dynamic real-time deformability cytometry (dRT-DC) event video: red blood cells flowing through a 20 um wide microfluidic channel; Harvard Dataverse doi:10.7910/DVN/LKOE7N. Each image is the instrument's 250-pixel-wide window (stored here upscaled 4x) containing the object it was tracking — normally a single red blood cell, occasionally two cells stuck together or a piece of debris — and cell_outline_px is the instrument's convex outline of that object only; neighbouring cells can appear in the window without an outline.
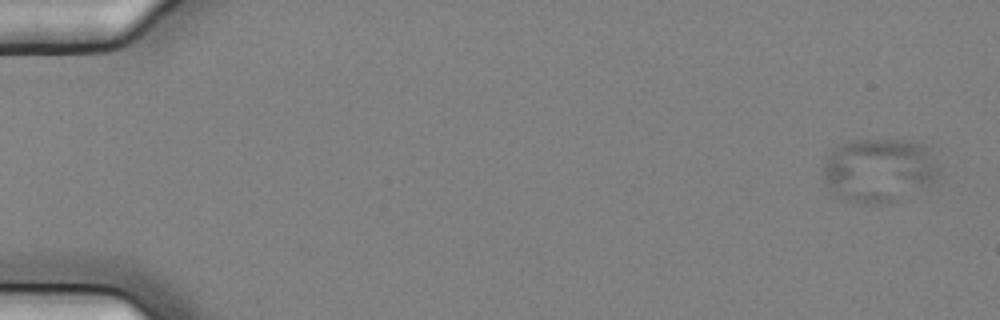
{"species": "common noctule bat (a hibernating species)", "species_latin": "Nyctalus noctula", "temperature_condition": "cold", "stored_images_in_passage": 8, "camera_frame_rate_fps": 3000, "um_per_image_px": 0.085, "animal": {"sex": "female", "body_mass_g": 25.1}, "frame": {"image": 1, "passage_image": 1, "time_ms": 0.0, "image_size_px": [1000, 320], "cell_outline_px": [[940, 172], [936, 180], [932, 184], [896, 200], [876, 204], [864, 204], [840, 200], [832, 192], [824, 180], [824, 164], [828, 156], [836, 148], [848, 140], [912, 140], [924, 144], [928, 148], [940, 168]], "centroid_in_image_um": [74.74, 14.47], "position_along_channel_um": 10.3, "area_um2": 43.41}}
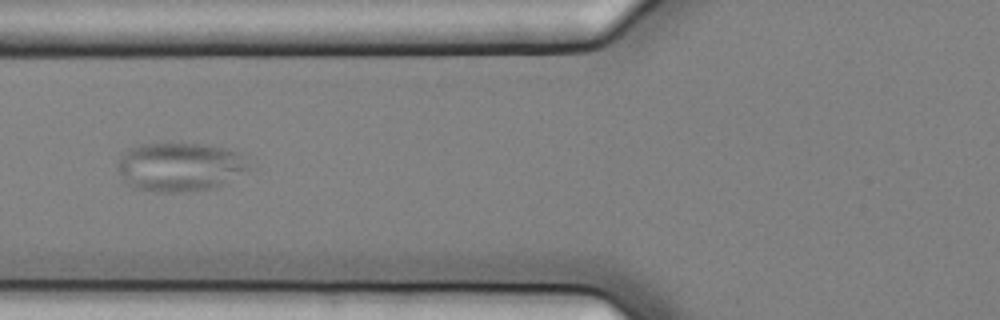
{"frame": {"image": 2, "passage_image": 7, "time_ms": 2.0, "image_size_px": [1000, 320], "cell_outline_px": [[248, 168], [220, 184], [212, 188], [184, 192], [156, 192], [132, 188], [124, 180], [116, 164], [120, 156], [124, 152], [140, 144], [164, 140], [208, 144], [240, 152], [244, 156], [248, 164]], "centroid_in_image_um": [15.21, 14.13], "position_along_channel_um": 110.6, "area_um2": 37.92}}
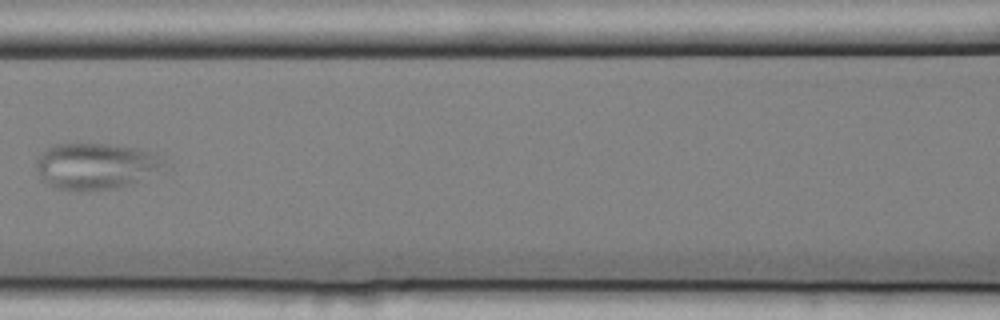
{"frame": {"image": 3, "passage_image": 8, "time_ms": 2.333, "image_size_px": [1000, 320], "cell_outline_px": [[164, 164], [136, 180], [128, 184], [116, 188], [84, 192], [80, 192], [56, 188], [44, 180], [40, 176], [36, 168], [36, 160], [48, 148], [56, 144], [108, 144], [136, 148], [152, 152], [164, 160]], "centroid_in_image_um": [8.04, 14.12], "position_along_channel_um": 158.6, "area_um2": 33.64}}